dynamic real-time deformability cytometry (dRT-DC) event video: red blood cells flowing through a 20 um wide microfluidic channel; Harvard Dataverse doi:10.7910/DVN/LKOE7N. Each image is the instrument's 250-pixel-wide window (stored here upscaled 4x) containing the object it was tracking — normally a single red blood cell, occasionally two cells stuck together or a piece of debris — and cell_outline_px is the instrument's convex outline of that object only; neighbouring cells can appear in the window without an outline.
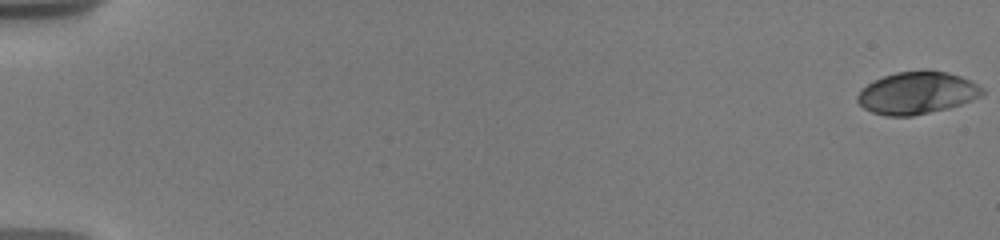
{"species": "human", "species_latin": "Homo sapiens", "temperature_condition": "warm", "stored_images_in_passage": 66, "camera_frame_rate_fps": 3000, "um_per_image_px": 0.085, "donor": {"sex": "male"}, "frame": {"image": 1, "passage_image": 1, "time_ms": 0.0, "image_size_px": [1000, 240], "cell_outline_px": [[984, 92], [980, 96], [960, 104], [948, 108], [912, 116], [884, 116], [872, 112], [864, 108], [856, 100], [856, 96], [868, 84], [884, 76], [896, 72], [948, 72], [960, 76], [984, 88]], "centroid_in_image_um": [77.92, 7.92], "position_along_channel_um": 7.1, "area_um2": 30.06}}
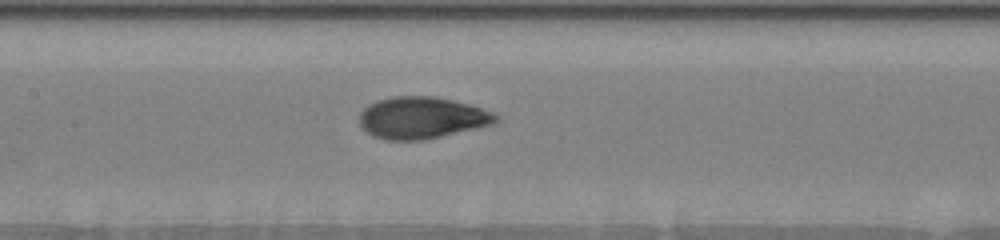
{"frame": {"image": 2, "passage_image": 24, "time_ms": 9.667, "image_size_px": [1000, 240], "cell_outline_px": [[500, 120], [496, 124], [480, 128], [424, 140], [384, 140], [372, 136], [360, 128], [360, 112], [368, 104], [376, 100], [396, 96], [432, 96], [452, 100], [468, 104], [496, 112], [500, 116]], "centroid_in_image_um": [35.89, 10.02], "position_along_channel_um": 171.5, "area_um2": 33.81}}
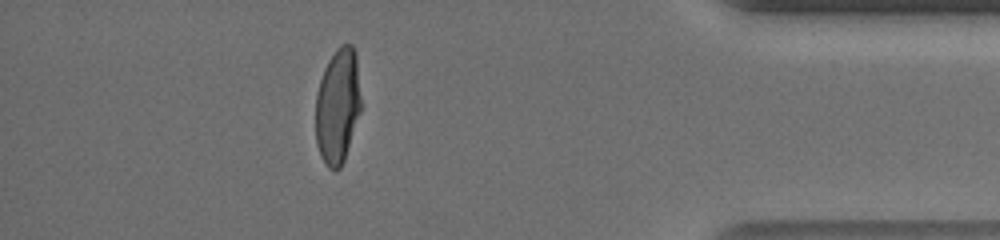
{"frame": {"image": 3, "passage_image": 56, "time_ms": 17.0, "image_size_px": [1000, 240], "cell_outline_px": [[360, 112], [344, 160], [340, 168], [328, 168], [324, 164], [320, 156], [316, 144], [316, 92], [324, 68], [328, 60], [336, 48], [340, 44], [352, 44], [356, 56], [360, 96]], "centroid_in_image_um": [28.68, 9.0], "position_along_channel_um": 406.5, "area_um2": 30.4}, "authors_computed_cell_mechanics": {"area_um2": 32.3102, "velocity_mm_per_s": 3.6519, "shape_relaxation_time_tau1_ms": 4.6735, "shape_relaxation_time_tau2_ms": null, "deformation_change_tau1": 0.2121, "deformation_change_tau2": null}}